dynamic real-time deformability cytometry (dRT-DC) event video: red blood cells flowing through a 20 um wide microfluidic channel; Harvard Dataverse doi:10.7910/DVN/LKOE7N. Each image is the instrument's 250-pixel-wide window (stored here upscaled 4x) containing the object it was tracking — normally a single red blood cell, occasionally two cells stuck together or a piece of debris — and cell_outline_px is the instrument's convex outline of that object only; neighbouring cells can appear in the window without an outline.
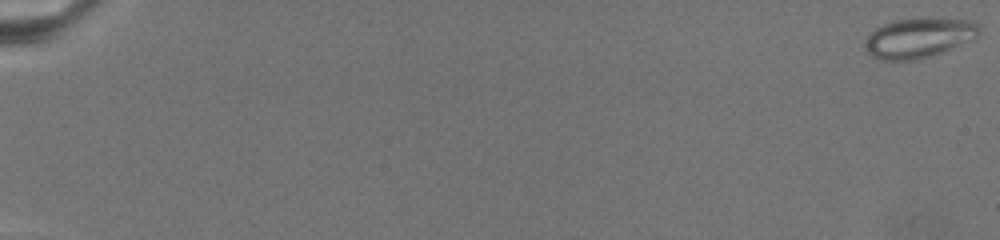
{"species": "common noctule bat (a hibernating species)", "species_latin": "Nyctalus noctula", "temperature_condition": "warm", "stored_images_in_passage": 60, "camera_frame_rate_fps": 3000, "um_per_image_px": 0.085, "animal": {"sex": "female", "body_mass_g": 19.5, "forearm_length_mm": 54.1}, "frame": {"image": 1, "passage_image": 1, "time_ms": 0.0, "image_size_px": [1000, 240], "cell_outline_px": [[980, 32], [976, 40], [932, 56], [916, 60], [880, 60], [864, 52], [864, 44], [868, 36], [876, 28], [892, 20], [920, 16], [924, 16], [972, 20], [980, 24]], "centroid_in_image_um": [78.16, 3.19], "position_along_channel_um": 6.8, "area_um2": 27.69}}
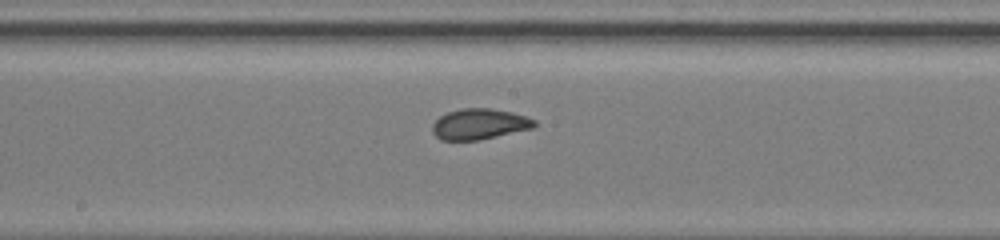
{"frame": {"image": 2, "passage_image": 38, "time_ms": 14.667, "image_size_px": [1000, 240], "cell_outline_px": [[536, 124], [532, 128], [480, 140], [440, 140], [432, 132], [432, 124], [440, 116], [448, 112], [460, 108], [488, 108], [512, 112], [528, 116], [536, 120]], "centroid_in_image_um": [40.74, 10.54], "position_along_channel_um": 207.5, "area_um2": 18.32}}
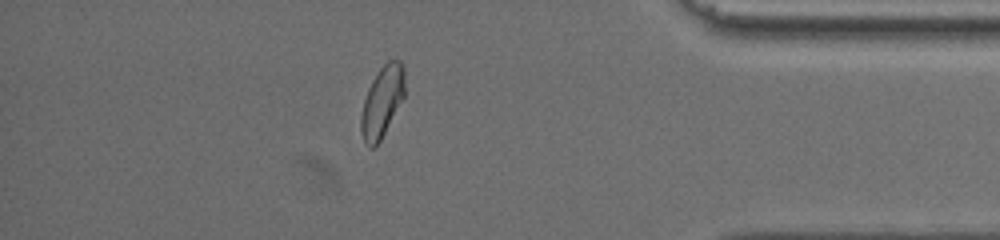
{"frame": {"image": 3, "passage_image": 60, "time_ms": 22.333, "image_size_px": [1000, 240], "cell_outline_px": [[404, 96], [380, 140], [372, 148], [368, 148], [364, 144], [360, 132], [360, 116], [364, 100], [368, 88], [376, 72], [388, 60], [400, 60], [404, 68]], "centroid_in_image_um": [32.45, 8.64], "position_along_channel_um": 402.8, "area_um2": 18.03}}